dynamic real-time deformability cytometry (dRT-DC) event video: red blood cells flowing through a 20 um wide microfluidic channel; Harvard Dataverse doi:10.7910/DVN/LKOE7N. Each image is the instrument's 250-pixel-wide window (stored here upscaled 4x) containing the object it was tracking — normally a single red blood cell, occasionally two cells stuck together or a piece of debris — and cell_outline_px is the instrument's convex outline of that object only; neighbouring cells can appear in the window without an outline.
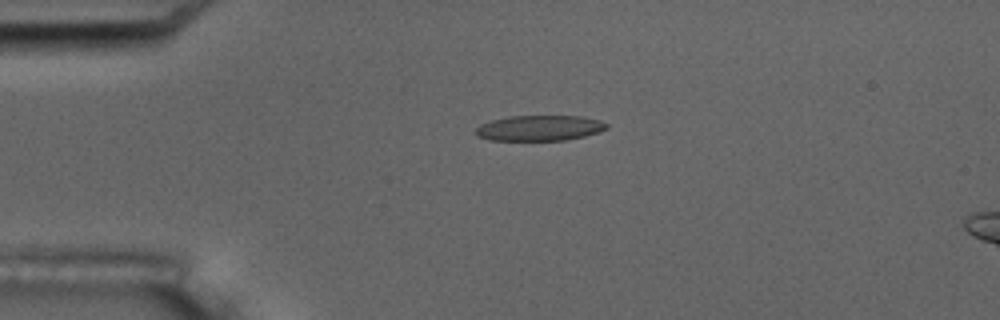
{"species": "common noctule bat (a hibernating species)", "species_latin": "Nyctalus noctula", "temperature_condition": "room temperature", "stored_images_in_passage": 6, "camera_frame_rate_fps": 3000, "um_per_image_px": 0.085, "animal": {"sex": "male", "body_mass_g": 17.5, "forearm_length_mm": 52.3}, "frame": {"image": 1, "passage_image": 4, "time_ms": 3.333, "image_size_px": [1000, 320], "cell_outline_px": [[608, 128], [600, 132], [584, 136], [564, 140], [488, 140], [476, 136], [476, 128], [480, 124], [492, 120], [508, 116], [580, 116], [600, 120], [608, 124]], "centroid_in_image_um": [45.86, 10.88], "position_along_channel_um": 39.1, "area_um2": 19.48}}